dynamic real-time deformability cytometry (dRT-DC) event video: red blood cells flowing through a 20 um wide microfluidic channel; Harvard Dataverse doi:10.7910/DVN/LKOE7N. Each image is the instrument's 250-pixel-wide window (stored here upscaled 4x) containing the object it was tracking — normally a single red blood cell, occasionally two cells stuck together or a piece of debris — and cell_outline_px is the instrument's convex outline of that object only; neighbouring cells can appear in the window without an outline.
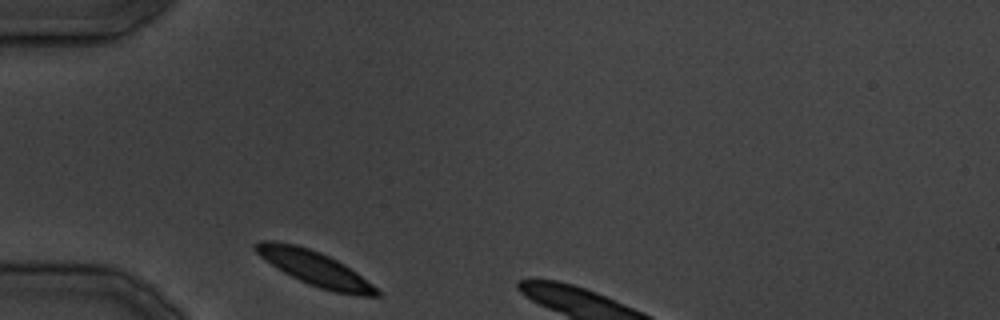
{"species": "common noctule bat (a hibernating species)", "species_latin": "Nyctalus noctula", "temperature_condition": "cold", "stored_images_in_passage": 23, "camera_frame_rate_fps": 3000, "um_per_image_px": 0.085, "animal": {"sex": "male", "body_mass_g": 19.5, "forearm_length_mm": 54.6}, "frame": {"image": 1, "passage_image": 1, "time_ms": 0.0, "image_size_px": [1000, 320], "cell_outline_px": [[380, 296], [356, 296], [332, 292], [308, 284], [276, 268], [260, 256], [252, 248], [252, 244], [260, 240], [272, 240], [296, 244], [320, 252], [344, 264], [356, 272], [372, 284], [380, 292]], "centroid_in_image_um": [26.73, 22.8], "position_along_channel_um": 58.3, "area_um2": 24.39}}
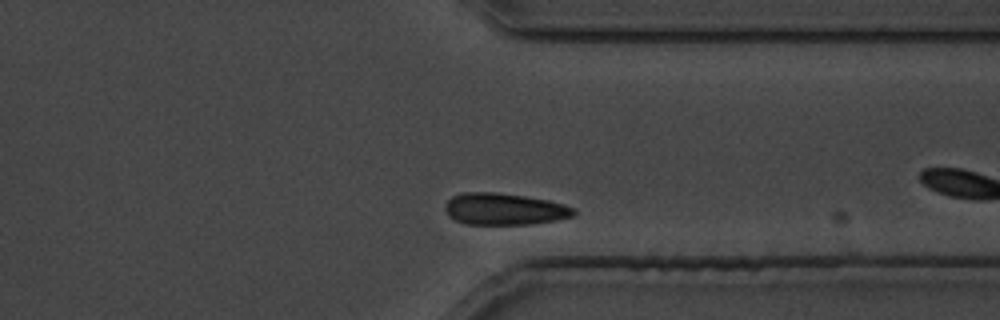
{"frame": {"image": 2, "passage_image": 20, "time_ms": 23.333, "image_size_px": [1000, 320], "cell_outline_px": [[576, 216], [556, 220], [532, 224], [464, 224], [448, 216], [444, 208], [444, 204], [452, 196], [464, 192], [496, 192], [524, 196], [548, 200], [564, 204], [576, 208]], "centroid_in_image_um": [42.88, 17.77], "position_along_channel_um": 368.5, "area_um2": 24.04}}